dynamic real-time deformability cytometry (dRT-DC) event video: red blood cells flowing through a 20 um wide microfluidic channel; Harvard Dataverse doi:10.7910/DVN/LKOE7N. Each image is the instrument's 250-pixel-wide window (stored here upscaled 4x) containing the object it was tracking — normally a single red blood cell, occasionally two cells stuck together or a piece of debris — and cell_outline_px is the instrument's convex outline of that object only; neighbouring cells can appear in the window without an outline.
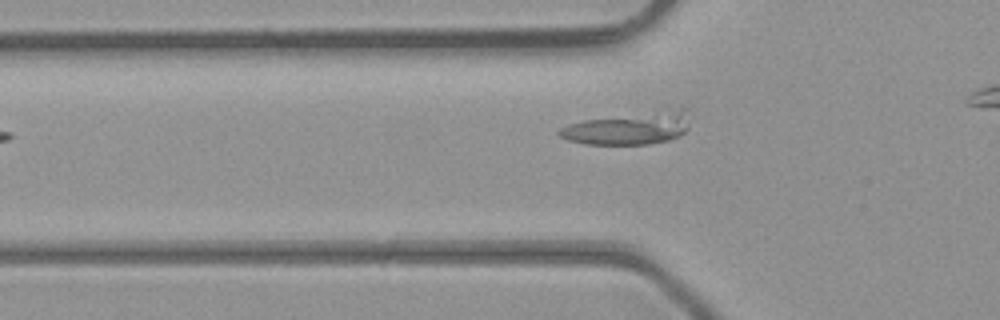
{"species": "common noctule bat (a hibernating species)", "species_latin": "Nyctalus noctula", "temperature_condition": "room temperature", "stored_images_in_passage": 26, "camera_frame_rate_fps": 3000, "um_per_image_px": 0.085, "animal": {"sex": "male", "body_mass_g": 23.1, "forearm_length_mm": 52.7}, "frame": {"image": 1, "passage_image": 2, "time_ms": 0.333, "image_size_px": [1000, 320], "cell_outline_px": [[672, 136], [660, 140], [636, 144], [600, 144], [580, 140], [568, 136], [584, 124], [604, 120], [624, 120], [644, 124]], "centroid_in_image_um": [52.51, 11.29], "position_along_channel_um": 73.3, "area_um2": 12.6}}
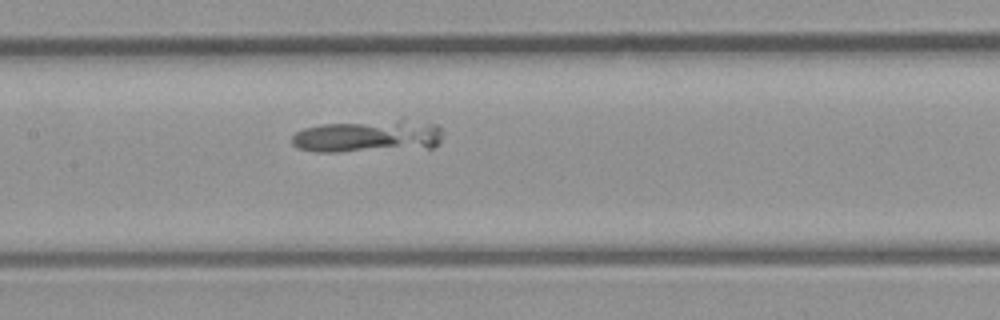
{"frame": {"image": 2, "passage_image": 9, "time_ms": 2.667, "image_size_px": [1000, 320], "cell_outline_px": [[392, 140], [384, 144], [352, 148], [304, 148], [296, 144], [296, 136], [300, 132], [316, 128], [364, 128], [388, 136]], "centroid_in_image_um": [28.91, 11.75], "position_along_channel_um": 178.5, "area_um2": 11.56}}
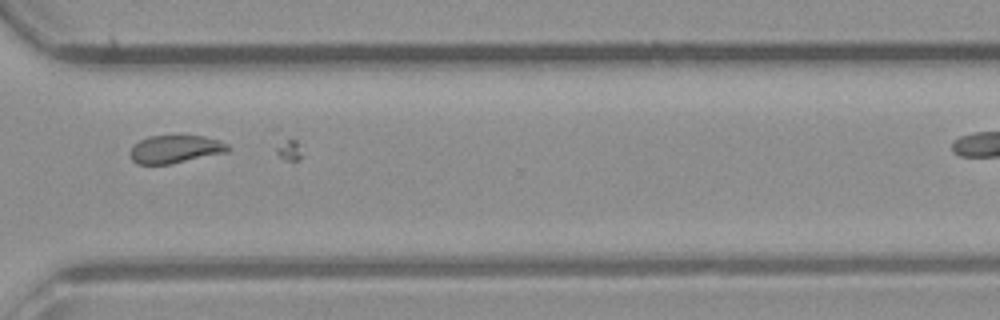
{"frame": {"image": 3, "passage_image": 21, "time_ms": 6.667, "image_size_px": [1000, 320], "cell_outline_px": [[224, 148], [180, 160], [164, 164], [144, 164], [136, 160], [132, 156], [132, 152], [144, 140], [160, 136], [192, 136]], "centroid_in_image_um": [14.56, 12.69], "position_along_channel_um": 356.0, "area_um2": 12.43}}